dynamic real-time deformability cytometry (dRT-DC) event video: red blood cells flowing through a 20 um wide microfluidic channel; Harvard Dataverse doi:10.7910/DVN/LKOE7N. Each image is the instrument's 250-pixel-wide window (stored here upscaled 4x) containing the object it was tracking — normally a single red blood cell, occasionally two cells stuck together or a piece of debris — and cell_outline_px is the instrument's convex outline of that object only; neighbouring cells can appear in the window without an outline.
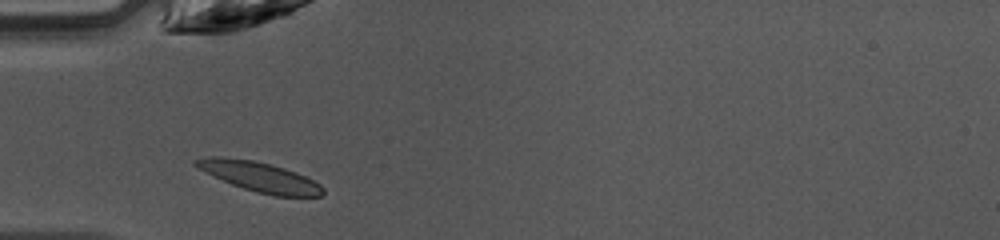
{"species": "common noctule bat (a hibernating species)", "species_latin": "Nyctalus noctula", "temperature_condition": "warm", "stored_images_in_passage": 12, "camera_frame_rate_fps": 3000, "um_per_image_px": 0.085, "animal": {"sex": "female", "body_mass_g": 10.0, "forearm_length_mm": 53.1}, "frame": {"image": 1, "passage_image": 1, "time_ms": 0.0, "image_size_px": [1000, 240], "cell_outline_px": [[324, 196], [272, 196], [256, 192], [232, 184], [212, 176], [192, 164], [192, 160], [208, 156], [220, 156], [252, 160], [272, 164], [296, 172], [320, 184], [324, 188]], "centroid_in_image_um": [22.04, 15.02], "position_along_channel_um": 63.0, "area_um2": 22.14}}
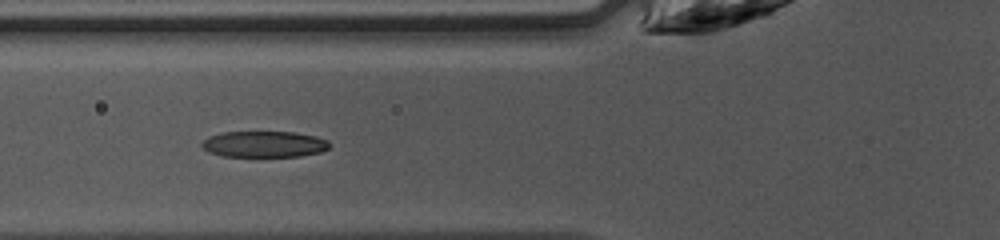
{"frame": {"image": 2, "passage_image": 4, "time_ms": 1.0, "image_size_px": [1000, 240], "cell_outline_px": [[328, 148], [320, 152], [300, 156], [224, 156], [208, 152], [200, 144], [208, 136], [224, 132], [292, 132], [316, 136], [328, 140]], "centroid_in_image_um": [22.43, 12.25], "position_along_channel_um": 103.4, "area_um2": 19.31}}
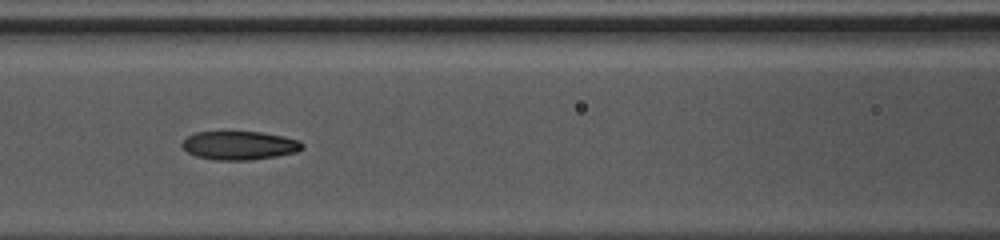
{"frame": {"image": 3, "passage_image": 7, "time_ms": 2.0, "image_size_px": [1000, 240], "cell_outline_px": [[304, 148], [296, 152], [276, 156], [248, 160], [216, 160], [196, 156], [188, 152], [180, 144], [188, 136], [196, 132], [260, 132], [284, 136], [300, 140], [304, 144]], "centroid_in_image_um": [20.38, 12.36], "position_along_channel_um": 146.2, "area_um2": 20.0}}